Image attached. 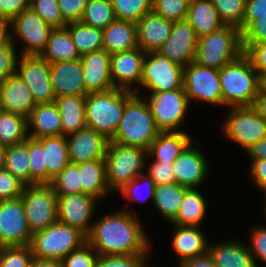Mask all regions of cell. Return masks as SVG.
I'll list each match as a JSON object with an SVG mask.
<instances>
[{
    "label": "cell",
    "instance_id": "1",
    "mask_svg": "<svg viewBox=\"0 0 266 267\" xmlns=\"http://www.w3.org/2000/svg\"><path fill=\"white\" fill-rule=\"evenodd\" d=\"M87 242L98 255L147 254L149 249L137 218L125 211L108 215L92 225Z\"/></svg>",
    "mask_w": 266,
    "mask_h": 267
},
{
    "label": "cell",
    "instance_id": "2",
    "mask_svg": "<svg viewBox=\"0 0 266 267\" xmlns=\"http://www.w3.org/2000/svg\"><path fill=\"white\" fill-rule=\"evenodd\" d=\"M256 72V74H254ZM223 105L253 107L263 78L242 53L237 59L219 69Z\"/></svg>",
    "mask_w": 266,
    "mask_h": 267
},
{
    "label": "cell",
    "instance_id": "3",
    "mask_svg": "<svg viewBox=\"0 0 266 267\" xmlns=\"http://www.w3.org/2000/svg\"><path fill=\"white\" fill-rule=\"evenodd\" d=\"M159 132L148 102L140 99L135 92L125 102L121 121L110 141L148 150Z\"/></svg>",
    "mask_w": 266,
    "mask_h": 267
},
{
    "label": "cell",
    "instance_id": "4",
    "mask_svg": "<svg viewBox=\"0 0 266 267\" xmlns=\"http://www.w3.org/2000/svg\"><path fill=\"white\" fill-rule=\"evenodd\" d=\"M135 91L113 88L103 92H90L85 96L87 127L111 140L121 121L125 102Z\"/></svg>",
    "mask_w": 266,
    "mask_h": 267
},
{
    "label": "cell",
    "instance_id": "5",
    "mask_svg": "<svg viewBox=\"0 0 266 267\" xmlns=\"http://www.w3.org/2000/svg\"><path fill=\"white\" fill-rule=\"evenodd\" d=\"M243 51L240 29L225 25L217 31L199 37L194 62L220 69L237 59Z\"/></svg>",
    "mask_w": 266,
    "mask_h": 267
},
{
    "label": "cell",
    "instance_id": "6",
    "mask_svg": "<svg viewBox=\"0 0 266 267\" xmlns=\"http://www.w3.org/2000/svg\"><path fill=\"white\" fill-rule=\"evenodd\" d=\"M86 242L87 237L78 229L56 221L34 233L29 246L36 258L61 261Z\"/></svg>",
    "mask_w": 266,
    "mask_h": 267
},
{
    "label": "cell",
    "instance_id": "7",
    "mask_svg": "<svg viewBox=\"0 0 266 267\" xmlns=\"http://www.w3.org/2000/svg\"><path fill=\"white\" fill-rule=\"evenodd\" d=\"M147 150L137 146H125L109 141L106 156L108 187L119 191L142 173Z\"/></svg>",
    "mask_w": 266,
    "mask_h": 267
},
{
    "label": "cell",
    "instance_id": "8",
    "mask_svg": "<svg viewBox=\"0 0 266 267\" xmlns=\"http://www.w3.org/2000/svg\"><path fill=\"white\" fill-rule=\"evenodd\" d=\"M21 199L32 235L57 221V195L50 184L25 185Z\"/></svg>",
    "mask_w": 266,
    "mask_h": 267
},
{
    "label": "cell",
    "instance_id": "9",
    "mask_svg": "<svg viewBox=\"0 0 266 267\" xmlns=\"http://www.w3.org/2000/svg\"><path fill=\"white\" fill-rule=\"evenodd\" d=\"M143 76L140 85L151 93L165 92L183 87V69L180 64L162 56L158 52L146 53Z\"/></svg>",
    "mask_w": 266,
    "mask_h": 267
},
{
    "label": "cell",
    "instance_id": "10",
    "mask_svg": "<svg viewBox=\"0 0 266 267\" xmlns=\"http://www.w3.org/2000/svg\"><path fill=\"white\" fill-rule=\"evenodd\" d=\"M183 88L189 101L198 99L223 105L219 69L191 62L183 69Z\"/></svg>",
    "mask_w": 266,
    "mask_h": 267
},
{
    "label": "cell",
    "instance_id": "11",
    "mask_svg": "<svg viewBox=\"0 0 266 267\" xmlns=\"http://www.w3.org/2000/svg\"><path fill=\"white\" fill-rule=\"evenodd\" d=\"M231 112L225 123V133L244 150L266 138V119L253 107H233Z\"/></svg>",
    "mask_w": 266,
    "mask_h": 267
},
{
    "label": "cell",
    "instance_id": "12",
    "mask_svg": "<svg viewBox=\"0 0 266 267\" xmlns=\"http://www.w3.org/2000/svg\"><path fill=\"white\" fill-rule=\"evenodd\" d=\"M149 97L148 104L156 127L160 131H178L189 104L184 88L151 93Z\"/></svg>",
    "mask_w": 266,
    "mask_h": 267
},
{
    "label": "cell",
    "instance_id": "13",
    "mask_svg": "<svg viewBox=\"0 0 266 267\" xmlns=\"http://www.w3.org/2000/svg\"><path fill=\"white\" fill-rule=\"evenodd\" d=\"M29 230L21 197L0 201V247L28 246Z\"/></svg>",
    "mask_w": 266,
    "mask_h": 267
},
{
    "label": "cell",
    "instance_id": "14",
    "mask_svg": "<svg viewBox=\"0 0 266 267\" xmlns=\"http://www.w3.org/2000/svg\"><path fill=\"white\" fill-rule=\"evenodd\" d=\"M19 71L16 75L21 78L32 91L36 104L55 102L49 62L41 56H23L21 55Z\"/></svg>",
    "mask_w": 266,
    "mask_h": 267
},
{
    "label": "cell",
    "instance_id": "15",
    "mask_svg": "<svg viewBox=\"0 0 266 267\" xmlns=\"http://www.w3.org/2000/svg\"><path fill=\"white\" fill-rule=\"evenodd\" d=\"M11 25L17 35L27 46L23 56H40L46 49L49 35L53 29L31 7L23 10L12 21Z\"/></svg>",
    "mask_w": 266,
    "mask_h": 267
},
{
    "label": "cell",
    "instance_id": "16",
    "mask_svg": "<svg viewBox=\"0 0 266 267\" xmlns=\"http://www.w3.org/2000/svg\"><path fill=\"white\" fill-rule=\"evenodd\" d=\"M95 197L88 194L57 195V221L78 229L86 237L92 225H88L94 212Z\"/></svg>",
    "mask_w": 266,
    "mask_h": 267
},
{
    "label": "cell",
    "instance_id": "17",
    "mask_svg": "<svg viewBox=\"0 0 266 267\" xmlns=\"http://www.w3.org/2000/svg\"><path fill=\"white\" fill-rule=\"evenodd\" d=\"M198 39L186 19L173 22L169 38L157 52L184 67L195 61Z\"/></svg>",
    "mask_w": 266,
    "mask_h": 267
},
{
    "label": "cell",
    "instance_id": "18",
    "mask_svg": "<svg viewBox=\"0 0 266 267\" xmlns=\"http://www.w3.org/2000/svg\"><path fill=\"white\" fill-rule=\"evenodd\" d=\"M70 135L69 140L66 138L70 163L79 164L96 159H105L110 140L103 134L86 126Z\"/></svg>",
    "mask_w": 266,
    "mask_h": 267
},
{
    "label": "cell",
    "instance_id": "19",
    "mask_svg": "<svg viewBox=\"0 0 266 267\" xmlns=\"http://www.w3.org/2000/svg\"><path fill=\"white\" fill-rule=\"evenodd\" d=\"M143 52L142 49L137 47L111 55L110 74L115 88L133 91L130 83H141L146 56V52ZM115 79H118L119 86Z\"/></svg>",
    "mask_w": 266,
    "mask_h": 267
},
{
    "label": "cell",
    "instance_id": "20",
    "mask_svg": "<svg viewBox=\"0 0 266 267\" xmlns=\"http://www.w3.org/2000/svg\"><path fill=\"white\" fill-rule=\"evenodd\" d=\"M49 70L56 97L87 95L80 59L49 63Z\"/></svg>",
    "mask_w": 266,
    "mask_h": 267
},
{
    "label": "cell",
    "instance_id": "21",
    "mask_svg": "<svg viewBox=\"0 0 266 267\" xmlns=\"http://www.w3.org/2000/svg\"><path fill=\"white\" fill-rule=\"evenodd\" d=\"M80 60L87 94L115 88L110 74L111 55L107 51L104 49L93 51L82 55Z\"/></svg>",
    "mask_w": 266,
    "mask_h": 267
},
{
    "label": "cell",
    "instance_id": "22",
    "mask_svg": "<svg viewBox=\"0 0 266 267\" xmlns=\"http://www.w3.org/2000/svg\"><path fill=\"white\" fill-rule=\"evenodd\" d=\"M0 104L2 111L28 117L36 107L32 91L16 74L0 83Z\"/></svg>",
    "mask_w": 266,
    "mask_h": 267
},
{
    "label": "cell",
    "instance_id": "23",
    "mask_svg": "<svg viewBox=\"0 0 266 267\" xmlns=\"http://www.w3.org/2000/svg\"><path fill=\"white\" fill-rule=\"evenodd\" d=\"M173 22L153 10L136 22L138 47L144 52H157L169 38Z\"/></svg>",
    "mask_w": 266,
    "mask_h": 267
},
{
    "label": "cell",
    "instance_id": "24",
    "mask_svg": "<svg viewBox=\"0 0 266 267\" xmlns=\"http://www.w3.org/2000/svg\"><path fill=\"white\" fill-rule=\"evenodd\" d=\"M205 157L191 143L172 163L175 181L186 188H195L200 184L207 173Z\"/></svg>",
    "mask_w": 266,
    "mask_h": 267
},
{
    "label": "cell",
    "instance_id": "25",
    "mask_svg": "<svg viewBox=\"0 0 266 267\" xmlns=\"http://www.w3.org/2000/svg\"><path fill=\"white\" fill-rule=\"evenodd\" d=\"M27 125L28 129L30 126L35 129L28 135L35 139L63 135L61 116L55 102L36 104L27 117Z\"/></svg>",
    "mask_w": 266,
    "mask_h": 267
},
{
    "label": "cell",
    "instance_id": "26",
    "mask_svg": "<svg viewBox=\"0 0 266 267\" xmlns=\"http://www.w3.org/2000/svg\"><path fill=\"white\" fill-rule=\"evenodd\" d=\"M137 47L135 22L116 19L103 29V49L110 55Z\"/></svg>",
    "mask_w": 266,
    "mask_h": 267
},
{
    "label": "cell",
    "instance_id": "27",
    "mask_svg": "<svg viewBox=\"0 0 266 267\" xmlns=\"http://www.w3.org/2000/svg\"><path fill=\"white\" fill-rule=\"evenodd\" d=\"M190 143L191 139L184 131H160L151 142L147 155L154 154L156 161L172 164Z\"/></svg>",
    "mask_w": 266,
    "mask_h": 267
},
{
    "label": "cell",
    "instance_id": "28",
    "mask_svg": "<svg viewBox=\"0 0 266 267\" xmlns=\"http://www.w3.org/2000/svg\"><path fill=\"white\" fill-rule=\"evenodd\" d=\"M186 20L194 28L198 37L225 26L217 14L212 0H191Z\"/></svg>",
    "mask_w": 266,
    "mask_h": 267
},
{
    "label": "cell",
    "instance_id": "29",
    "mask_svg": "<svg viewBox=\"0 0 266 267\" xmlns=\"http://www.w3.org/2000/svg\"><path fill=\"white\" fill-rule=\"evenodd\" d=\"M207 252L215 267H257L249 247L236 241L209 247Z\"/></svg>",
    "mask_w": 266,
    "mask_h": 267
},
{
    "label": "cell",
    "instance_id": "30",
    "mask_svg": "<svg viewBox=\"0 0 266 267\" xmlns=\"http://www.w3.org/2000/svg\"><path fill=\"white\" fill-rule=\"evenodd\" d=\"M55 103L59 109L63 136L76 133L87 126L85 117V96L56 97Z\"/></svg>",
    "mask_w": 266,
    "mask_h": 267
},
{
    "label": "cell",
    "instance_id": "31",
    "mask_svg": "<svg viewBox=\"0 0 266 267\" xmlns=\"http://www.w3.org/2000/svg\"><path fill=\"white\" fill-rule=\"evenodd\" d=\"M176 228L172 245L181 258V262L207 253L208 244L205 236L198 227L178 226Z\"/></svg>",
    "mask_w": 266,
    "mask_h": 267
},
{
    "label": "cell",
    "instance_id": "32",
    "mask_svg": "<svg viewBox=\"0 0 266 267\" xmlns=\"http://www.w3.org/2000/svg\"><path fill=\"white\" fill-rule=\"evenodd\" d=\"M40 56L49 63L81 58L66 27L51 30L47 47Z\"/></svg>",
    "mask_w": 266,
    "mask_h": 267
},
{
    "label": "cell",
    "instance_id": "33",
    "mask_svg": "<svg viewBox=\"0 0 266 267\" xmlns=\"http://www.w3.org/2000/svg\"><path fill=\"white\" fill-rule=\"evenodd\" d=\"M44 150V165L47 167V184H50L69 163L66 136L38 138Z\"/></svg>",
    "mask_w": 266,
    "mask_h": 267
},
{
    "label": "cell",
    "instance_id": "34",
    "mask_svg": "<svg viewBox=\"0 0 266 267\" xmlns=\"http://www.w3.org/2000/svg\"><path fill=\"white\" fill-rule=\"evenodd\" d=\"M80 173L82 193L93 197H102L107 191L105 159L77 164Z\"/></svg>",
    "mask_w": 266,
    "mask_h": 267
},
{
    "label": "cell",
    "instance_id": "35",
    "mask_svg": "<svg viewBox=\"0 0 266 267\" xmlns=\"http://www.w3.org/2000/svg\"><path fill=\"white\" fill-rule=\"evenodd\" d=\"M206 211V202L196 188H189L183 198L174 225L198 227Z\"/></svg>",
    "mask_w": 266,
    "mask_h": 267
},
{
    "label": "cell",
    "instance_id": "36",
    "mask_svg": "<svg viewBox=\"0 0 266 267\" xmlns=\"http://www.w3.org/2000/svg\"><path fill=\"white\" fill-rule=\"evenodd\" d=\"M189 188L177 183L157 185L155 187L154 202L162 215L169 221H173Z\"/></svg>",
    "mask_w": 266,
    "mask_h": 267
},
{
    "label": "cell",
    "instance_id": "37",
    "mask_svg": "<svg viewBox=\"0 0 266 267\" xmlns=\"http://www.w3.org/2000/svg\"><path fill=\"white\" fill-rule=\"evenodd\" d=\"M80 56L103 49V30L81 22H70L65 26Z\"/></svg>",
    "mask_w": 266,
    "mask_h": 267
},
{
    "label": "cell",
    "instance_id": "38",
    "mask_svg": "<svg viewBox=\"0 0 266 267\" xmlns=\"http://www.w3.org/2000/svg\"><path fill=\"white\" fill-rule=\"evenodd\" d=\"M27 118L11 112L0 113V145L24 142L29 136Z\"/></svg>",
    "mask_w": 266,
    "mask_h": 267
},
{
    "label": "cell",
    "instance_id": "39",
    "mask_svg": "<svg viewBox=\"0 0 266 267\" xmlns=\"http://www.w3.org/2000/svg\"><path fill=\"white\" fill-rule=\"evenodd\" d=\"M5 169L25 185H31L27 139L19 144L6 146Z\"/></svg>",
    "mask_w": 266,
    "mask_h": 267
},
{
    "label": "cell",
    "instance_id": "40",
    "mask_svg": "<svg viewBox=\"0 0 266 267\" xmlns=\"http://www.w3.org/2000/svg\"><path fill=\"white\" fill-rule=\"evenodd\" d=\"M114 20L116 17L111 0H88L80 22L103 30Z\"/></svg>",
    "mask_w": 266,
    "mask_h": 267
},
{
    "label": "cell",
    "instance_id": "41",
    "mask_svg": "<svg viewBox=\"0 0 266 267\" xmlns=\"http://www.w3.org/2000/svg\"><path fill=\"white\" fill-rule=\"evenodd\" d=\"M266 42V11H245L242 43Z\"/></svg>",
    "mask_w": 266,
    "mask_h": 267
},
{
    "label": "cell",
    "instance_id": "42",
    "mask_svg": "<svg viewBox=\"0 0 266 267\" xmlns=\"http://www.w3.org/2000/svg\"><path fill=\"white\" fill-rule=\"evenodd\" d=\"M117 20L138 22L152 11V0H111Z\"/></svg>",
    "mask_w": 266,
    "mask_h": 267
},
{
    "label": "cell",
    "instance_id": "43",
    "mask_svg": "<svg viewBox=\"0 0 266 267\" xmlns=\"http://www.w3.org/2000/svg\"><path fill=\"white\" fill-rule=\"evenodd\" d=\"M212 2L222 22L239 28L242 34L246 0H212Z\"/></svg>",
    "mask_w": 266,
    "mask_h": 267
},
{
    "label": "cell",
    "instance_id": "44",
    "mask_svg": "<svg viewBox=\"0 0 266 267\" xmlns=\"http://www.w3.org/2000/svg\"><path fill=\"white\" fill-rule=\"evenodd\" d=\"M50 185L56 195L81 194L80 173L77 164L69 163L54 179Z\"/></svg>",
    "mask_w": 266,
    "mask_h": 267
},
{
    "label": "cell",
    "instance_id": "45",
    "mask_svg": "<svg viewBox=\"0 0 266 267\" xmlns=\"http://www.w3.org/2000/svg\"><path fill=\"white\" fill-rule=\"evenodd\" d=\"M27 149L31 172V185L47 184V167L44 165L42 143L35 138H27Z\"/></svg>",
    "mask_w": 266,
    "mask_h": 267
},
{
    "label": "cell",
    "instance_id": "46",
    "mask_svg": "<svg viewBox=\"0 0 266 267\" xmlns=\"http://www.w3.org/2000/svg\"><path fill=\"white\" fill-rule=\"evenodd\" d=\"M190 1L152 0V10L171 22H177L186 19Z\"/></svg>",
    "mask_w": 266,
    "mask_h": 267
},
{
    "label": "cell",
    "instance_id": "47",
    "mask_svg": "<svg viewBox=\"0 0 266 267\" xmlns=\"http://www.w3.org/2000/svg\"><path fill=\"white\" fill-rule=\"evenodd\" d=\"M33 258L29 245L0 247V267H30Z\"/></svg>",
    "mask_w": 266,
    "mask_h": 267
},
{
    "label": "cell",
    "instance_id": "48",
    "mask_svg": "<svg viewBox=\"0 0 266 267\" xmlns=\"http://www.w3.org/2000/svg\"><path fill=\"white\" fill-rule=\"evenodd\" d=\"M30 7L52 28H63L68 24L57 0H36Z\"/></svg>",
    "mask_w": 266,
    "mask_h": 267
},
{
    "label": "cell",
    "instance_id": "49",
    "mask_svg": "<svg viewBox=\"0 0 266 267\" xmlns=\"http://www.w3.org/2000/svg\"><path fill=\"white\" fill-rule=\"evenodd\" d=\"M92 246L86 242L80 248L71 251L62 260V267H95L98 254L91 252Z\"/></svg>",
    "mask_w": 266,
    "mask_h": 267
},
{
    "label": "cell",
    "instance_id": "50",
    "mask_svg": "<svg viewBox=\"0 0 266 267\" xmlns=\"http://www.w3.org/2000/svg\"><path fill=\"white\" fill-rule=\"evenodd\" d=\"M145 255H98L95 267H143Z\"/></svg>",
    "mask_w": 266,
    "mask_h": 267
},
{
    "label": "cell",
    "instance_id": "51",
    "mask_svg": "<svg viewBox=\"0 0 266 267\" xmlns=\"http://www.w3.org/2000/svg\"><path fill=\"white\" fill-rule=\"evenodd\" d=\"M25 184L5 168L0 169V201L21 197Z\"/></svg>",
    "mask_w": 266,
    "mask_h": 267
},
{
    "label": "cell",
    "instance_id": "52",
    "mask_svg": "<svg viewBox=\"0 0 266 267\" xmlns=\"http://www.w3.org/2000/svg\"><path fill=\"white\" fill-rule=\"evenodd\" d=\"M243 53L250 59L257 73L266 76V42L242 43Z\"/></svg>",
    "mask_w": 266,
    "mask_h": 267
},
{
    "label": "cell",
    "instance_id": "53",
    "mask_svg": "<svg viewBox=\"0 0 266 267\" xmlns=\"http://www.w3.org/2000/svg\"><path fill=\"white\" fill-rule=\"evenodd\" d=\"M16 62L13 43L0 46V83L16 74Z\"/></svg>",
    "mask_w": 266,
    "mask_h": 267
},
{
    "label": "cell",
    "instance_id": "54",
    "mask_svg": "<svg viewBox=\"0 0 266 267\" xmlns=\"http://www.w3.org/2000/svg\"><path fill=\"white\" fill-rule=\"evenodd\" d=\"M148 174L156 186L176 183L174 171L172 170V164L170 162L155 160L150 166Z\"/></svg>",
    "mask_w": 266,
    "mask_h": 267
},
{
    "label": "cell",
    "instance_id": "55",
    "mask_svg": "<svg viewBox=\"0 0 266 267\" xmlns=\"http://www.w3.org/2000/svg\"><path fill=\"white\" fill-rule=\"evenodd\" d=\"M62 16L67 23L80 22L88 0H57Z\"/></svg>",
    "mask_w": 266,
    "mask_h": 267
},
{
    "label": "cell",
    "instance_id": "56",
    "mask_svg": "<svg viewBox=\"0 0 266 267\" xmlns=\"http://www.w3.org/2000/svg\"><path fill=\"white\" fill-rule=\"evenodd\" d=\"M27 8L26 0H0V19L12 21Z\"/></svg>",
    "mask_w": 266,
    "mask_h": 267
},
{
    "label": "cell",
    "instance_id": "57",
    "mask_svg": "<svg viewBox=\"0 0 266 267\" xmlns=\"http://www.w3.org/2000/svg\"><path fill=\"white\" fill-rule=\"evenodd\" d=\"M252 245L250 253L258 256L266 264V228H257L252 233ZM255 253V254H254Z\"/></svg>",
    "mask_w": 266,
    "mask_h": 267
},
{
    "label": "cell",
    "instance_id": "58",
    "mask_svg": "<svg viewBox=\"0 0 266 267\" xmlns=\"http://www.w3.org/2000/svg\"><path fill=\"white\" fill-rule=\"evenodd\" d=\"M141 178L144 179V181H146V189H147V192L149 194V197L154 200V193H155L156 185L154 184V181L149 176H147L145 174H140L139 176L134 178L132 181H130L127 185H125L121 189L122 194L128 199H131V200L134 199L135 193L133 194V192L136 189V187L139 186L137 184H139V180ZM135 199H136V197H135Z\"/></svg>",
    "mask_w": 266,
    "mask_h": 267
},
{
    "label": "cell",
    "instance_id": "59",
    "mask_svg": "<svg viewBox=\"0 0 266 267\" xmlns=\"http://www.w3.org/2000/svg\"><path fill=\"white\" fill-rule=\"evenodd\" d=\"M251 166V176L260 187V191H266V159L253 160Z\"/></svg>",
    "mask_w": 266,
    "mask_h": 267
},
{
    "label": "cell",
    "instance_id": "60",
    "mask_svg": "<svg viewBox=\"0 0 266 267\" xmlns=\"http://www.w3.org/2000/svg\"><path fill=\"white\" fill-rule=\"evenodd\" d=\"M181 267H215L212 261V257L208 252L204 255L187 259L180 262Z\"/></svg>",
    "mask_w": 266,
    "mask_h": 267
},
{
    "label": "cell",
    "instance_id": "61",
    "mask_svg": "<svg viewBox=\"0 0 266 267\" xmlns=\"http://www.w3.org/2000/svg\"><path fill=\"white\" fill-rule=\"evenodd\" d=\"M253 108L266 119V84L263 82L259 88Z\"/></svg>",
    "mask_w": 266,
    "mask_h": 267
},
{
    "label": "cell",
    "instance_id": "62",
    "mask_svg": "<svg viewBox=\"0 0 266 267\" xmlns=\"http://www.w3.org/2000/svg\"><path fill=\"white\" fill-rule=\"evenodd\" d=\"M252 160L266 159V138L261 139L247 150Z\"/></svg>",
    "mask_w": 266,
    "mask_h": 267
},
{
    "label": "cell",
    "instance_id": "63",
    "mask_svg": "<svg viewBox=\"0 0 266 267\" xmlns=\"http://www.w3.org/2000/svg\"><path fill=\"white\" fill-rule=\"evenodd\" d=\"M8 24L11 26V21L0 19V46L13 42L12 35L7 31Z\"/></svg>",
    "mask_w": 266,
    "mask_h": 267
},
{
    "label": "cell",
    "instance_id": "64",
    "mask_svg": "<svg viewBox=\"0 0 266 267\" xmlns=\"http://www.w3.org/2000/svg\"><path fill=\"white\" fill-rule=\"evenodd\" d=\"M30 267H62L61 261L34 257Z\"/></svg>",
    "mask_w": 266,
    "mask_h": 267
},
{
    "label": "cell",
    "instance_id": "65",
    "mask_svg": "<svg viewBox=\"0 0 266 267\" xmlns=\"http://www.w3.org/2000/svg\"><path fill=\"white\" fill-rule=\"evenodd\" d=\"M245 11H266V0H246Z\"/></svg>",
    "mask_w": 266,
    "mask_h": 267
},
{
    "label": "cell",
    "instance_id": "66",
    "mask_svg": "<svg viewBox=\"0 0 266 267\" xmlns=\"http://www.w3.org/2000/svg\"><path fill=\"white\" fill-rule=\"evenodd\" d=\"M6 146L0 145V169L5 168Z\"/></svg>",
    "mask_w": 266,
    "mask_h": 267
},
{
    "label": "cell",
    "instance_id": "67",
    "mask_svg": "<svg viewBox=\"0 0 266 267\" xmlns=\"http://www.w3.org/2000/svg\"><path fill=\"white\" fill-rule=\"evenodd\" d=\"M36 0H26L27 5L30 7Z\"/></svg>",
    "mask_w": 266,
    "mask_h": 267
},
{
    "label": "cell",
    "instance_id": "68",
    "mask_svg": "<svg viewBox=\"0 0 266 267\" xmlns=\"http://www.w3.org/2000/svg\"><path fill=\"white\" fill-rule=\"evenodd\" d=\"M263 82L266 84V76L263 78Z\"/></svg>",
    "mask_w": 266,
    "mask_h": 267
}]
</instances>
